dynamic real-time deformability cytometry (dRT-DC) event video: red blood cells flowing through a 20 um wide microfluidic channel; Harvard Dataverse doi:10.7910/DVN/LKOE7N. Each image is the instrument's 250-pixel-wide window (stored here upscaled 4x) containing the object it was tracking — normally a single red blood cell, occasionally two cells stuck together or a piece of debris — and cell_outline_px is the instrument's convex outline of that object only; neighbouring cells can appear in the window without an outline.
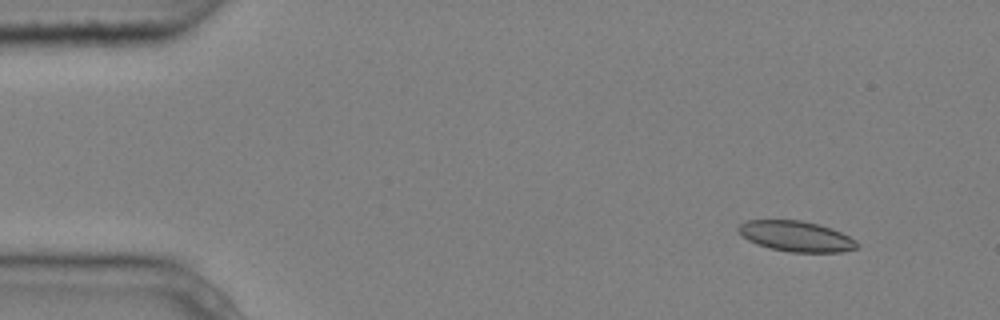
{"species": "common noctule bat (a hibernating species)", "species_latin": "Nyctalus noctula", "temperature_condition": "cold", "stored_images_in_passage": 5, "camera_frame_rate_fps": 3000, "um_per_image_px": 0.085, "animal": {"sex": "male", "body_mass_g": 20.4}, "frame": {"image": 1, "passage_image": 2, "time_ms": 0.333, "image_size_px": [1000, 320], "cell_outline_px": [[860, 248], [840, 252], [792, 252], [768, 248], [756, 244], [748, 240], [736, 232], [736, 228], [740, 224], [748, 220], [800, 220], [832, 228], [856, 240], [860, 244]], "centroid_in_image_um": [67.66, 20.09], "position_along_channel_um": 17.3, "area_um2": 21.27}}
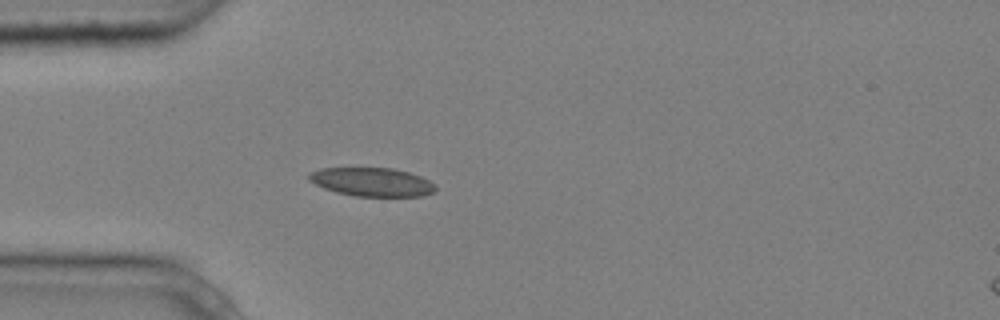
{"frame": {"image": 2, "passage_image": 5, "time_ms": 1.333, "image_size_px": [1000, 320], "cell_outline_px": [[436, 188], [432, 192], [424, 196], [352, 196], [336, 192], [324, 188], [308, 180], [308, 172], [320, 168], [392, 168], [408, 172], [420, 176], [436, 184]], "centroid_in_image_um": [31.59, 15.47], "position_along_channel_um": 53.4, "area_um2": 21.15}}